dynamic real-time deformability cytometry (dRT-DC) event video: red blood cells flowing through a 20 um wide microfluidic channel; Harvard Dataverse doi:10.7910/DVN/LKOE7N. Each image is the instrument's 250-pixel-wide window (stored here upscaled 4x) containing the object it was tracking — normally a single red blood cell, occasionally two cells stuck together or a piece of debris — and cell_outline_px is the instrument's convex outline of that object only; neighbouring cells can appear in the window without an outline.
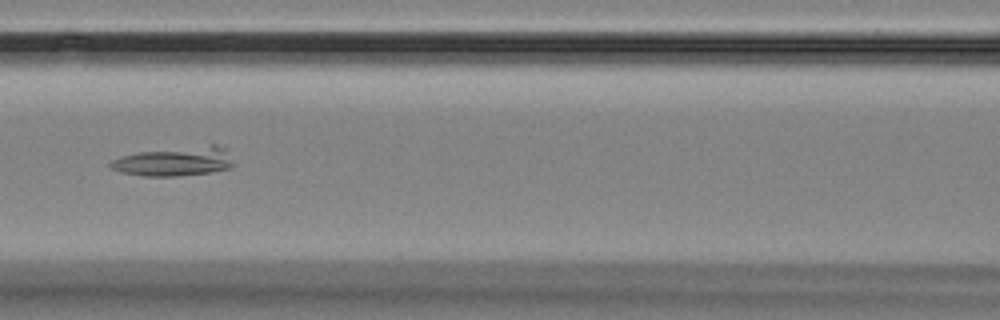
{"species": "Egyptian fruit bat (a non-hibernating species)", "species_latin": "Rousettus aegyptiacus", "temperature_condition": "room temperature", "stored_images_in_passage": 16, "camera_frame_rate_fps": 3000, "um_per_image_px": 0.085, "animal": {"sex": "female"}, "frame": {"image": 1, "passage_image": 7, "time_ms": 6.667, "image_size_px": [1000, 320], "cell_outline_px": [[236, 164], [228, 168], [208, 172], [176, 176], [144, 176], [120, 172], [112, 168], [108, 164], [112, 160], [124, 156], [140, 152], [212, 144], [216, 144], [228, 148]], "centroid_in_image_um": [14.93, 13.71], "position_along_channel_um": 151.7, "area_um2": 20.87}}
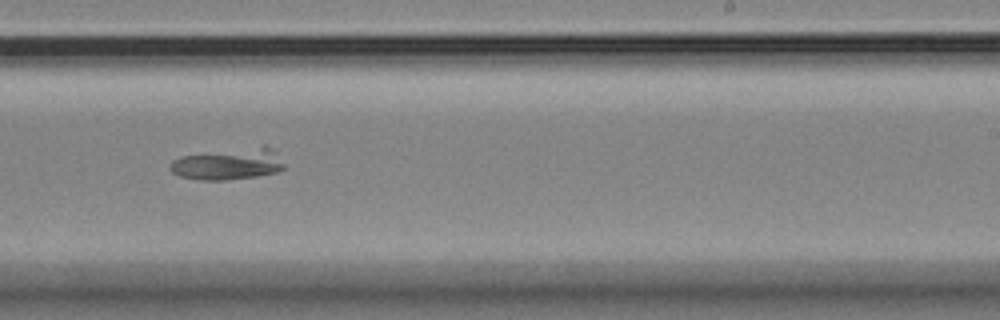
{"frame": {"image": 2, "passage_image": 10, "time_ms": 10.0, "image_size_px": [1000, 320], "cell_outline_px": [[284, 168], [276, 172], [256, 176], [224, 180], [200, 180], [180, 176], [172, 172], [168, 168], [172, 160], [180, 156], [264, 144], [284, 164]], "centroid_in_image_um": [19.35, 13.93], "position_along_channel_um": 269.7, "area_um2": 20.87}}
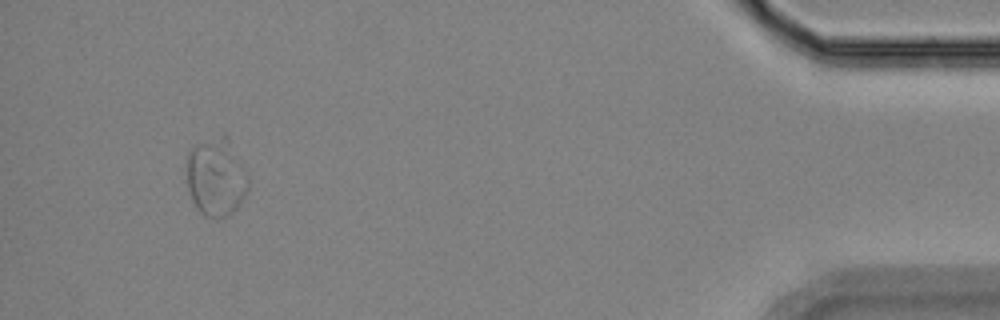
{"frame": {"image": 3, "passage_image": 15, "time_ms": 16.0, "image_size_px": [1000, 320], "cell_outline_px": [[248, 188], [244, 196], [232, 212], [216, 220], [204, 216], [196, 208], [192, 200], [188, 188], [188, 152], [192, 148], [224, 132], [228, 136], [248, 176]], "centroid_in_image_um": [18.38, 15.07], "position_along_channel_um": 416.8, "area_um2": 27.74}}